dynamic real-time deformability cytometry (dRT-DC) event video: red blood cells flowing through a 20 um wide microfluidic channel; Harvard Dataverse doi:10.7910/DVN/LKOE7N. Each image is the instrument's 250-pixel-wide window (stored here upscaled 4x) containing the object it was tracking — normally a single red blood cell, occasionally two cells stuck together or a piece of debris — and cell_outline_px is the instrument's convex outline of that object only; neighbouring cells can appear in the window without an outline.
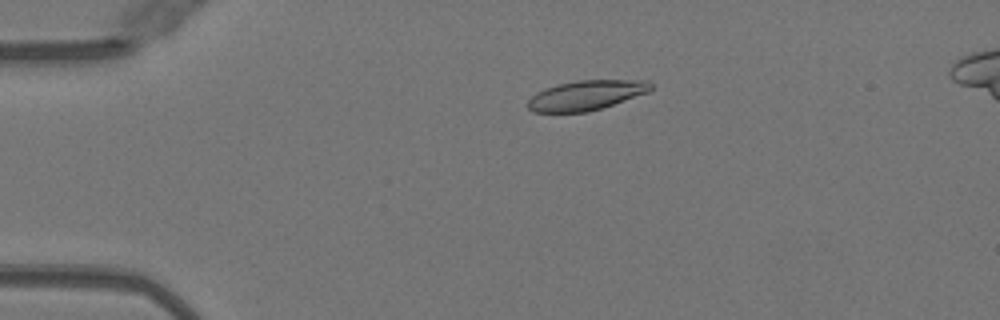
{"species": "Egyptian fruit bat (a non-hibernating species)", "species_latin": "Rousettus aegyptiacus", "temperature_condition": "warm", "stored_images_in_passage": 52, "camera_frame_rate_fps": 3000, "um_per_image_px": 0.085, "animal": {"sex": "female"}, "frame": {"image": 1, "passage_image": 12, "time_ms": 3.667, "image_size_px": [1000, 320], "cell_outline_px": [[652, 88], [648, 92], [588, 112], [532, 112], [528, 108], [528, 100], [536, 92], [544, 88], [556, 84], [576, 80], [648, 80], [652, 84]], "centroid_in_image_um": [49.79, 8.08], "position_along_channel_um": 35.2, "area_um2": 21.27}}
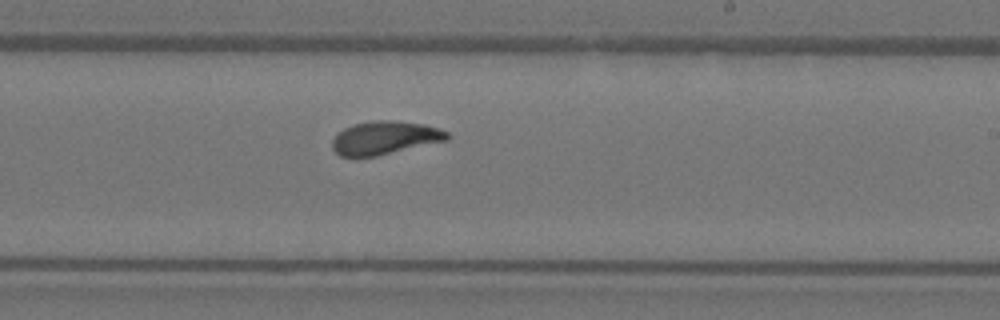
{"frame": {"image": 2, "passage_image": 32, "time_ms": 10.333, "image_size_px": [1000, 320], "cell_outline_px": [[452, 136], [448, 140], [376, 156], [340, 156], [332, 148], [332, 140], [344, 128], [352, 124], [372, 120], [392, 120], [424, 124], [448, 132]], "centroid_in_image_um": [32.72, 11.7], "position_along_channel_um": 256.3, "area_um2": 22.2}}
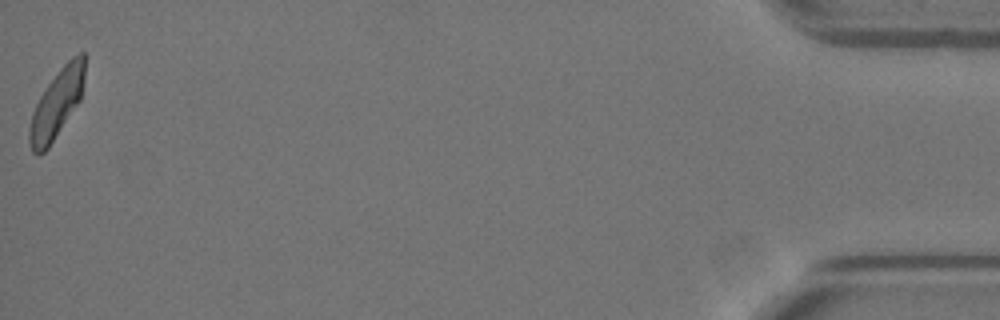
{"frame": {"image": 3, "passage_image": 52, "time_ms": 17.0, "image_size_px": [1000, 320], "cell_outline_px": [[84, 80], [80, 100], [48, 148], [40, 156], [36, 156], [32, 152], [28, 144], [28, 132], [32, 112], [40, 96], [48, 84], [60, 68], [72, 56], [80, 52], [84, 52]], "centroid_in_image_um": [4.79, 8.87], "position_along_channel_um": 430.4, "area_um2": 21.96}, "authors_computed_cell_mechanics": {"area_um2": 21.964, "velocity_mm_per_s": 4.0078, "shape_relaxation_time_tau1_ms": 3.8902, "shape_relaxation_time_tau2_ms": 0.9144, "deformation_change_tau1": 0.1509, "deformation_change_tau2": 0.0666}}